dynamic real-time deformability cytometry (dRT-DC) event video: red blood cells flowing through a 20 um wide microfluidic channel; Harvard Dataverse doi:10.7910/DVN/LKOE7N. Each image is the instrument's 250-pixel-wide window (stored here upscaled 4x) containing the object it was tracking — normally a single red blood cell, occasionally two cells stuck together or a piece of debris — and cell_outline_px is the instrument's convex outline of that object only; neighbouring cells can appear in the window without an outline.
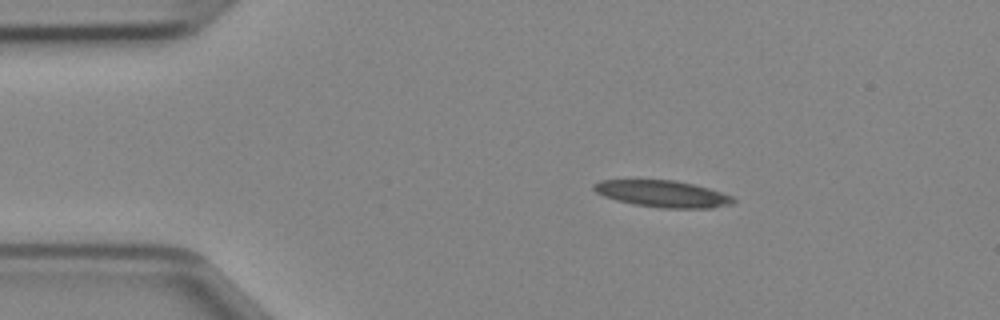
{"species": "Egyptian fruit bat (a non-hibernating species)", "species_latin": "Rousettus aegyptiacus", "temperature_condition": "cold", "stored_images_in_passage": 46, "camera_frame_rate_fps": 3000, "um_per_image_px": 0.085, "animal": {"sex": "female"}, "frame": {"image": 1, "passage_image": 7, "time_ms": 2.0, "image_size_px": [1000, 320], "cell_outline_px": [[736, 200], [732, 204], [712, 208], [660, 208], [632, 204], [616, 200], [604, 196], [596, 192], [592, 188], [592, 184], [600, 180], [676, 180], [708, 188], [732, 196]], "centroid_in_image_um": [56.3, 16.48], "position_along_channel_um": 28.7, "area_um2": 21.73}}
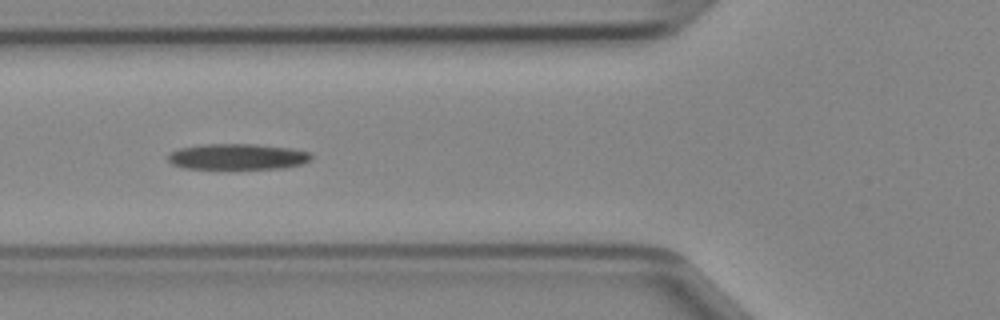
{"frame": {"image": 2, "passage_image": 16, "time_ms": 5.0, "image_size_px": [1000, 320], "cell_outline_px": [[312, 160], [300, 164], [284, 168], [184, 168], [172, 164], [168, 160], [168, 156], [172, 152], [180, 148], [204, 144], [252, 144], [292, 148], [308, 152], [312, 156]], "centroid_in_image_um": [20.21, 13.31], "position_along_channel_um": 105.6, "area_um2": 21.33}}
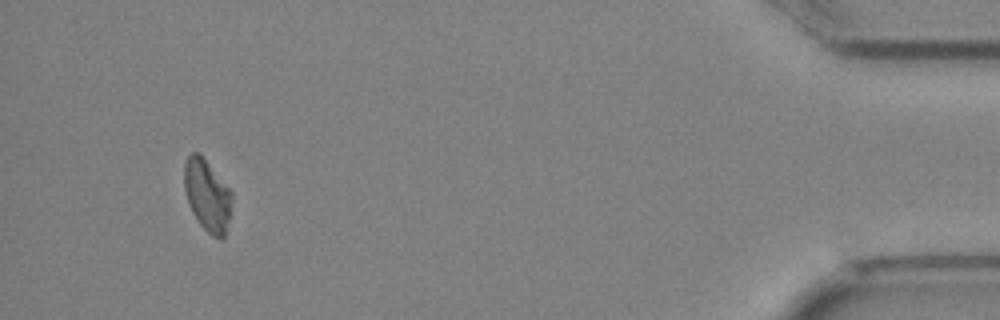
{"frame": {"image": 3, "passage_image": 43, "time_ms": 14.0, "image_size_px": [1000, 320], "cell_outline_px": [[232, 196], [228, 220], [224, 236], [220, 240], [212, 236], [200, 224], [192, 212], [188, 204], [184, 188], [184, 160], [192, 152], [200, 152], [232, 192]], "centroid_in_image_um": [17.59, 16.56], "position_along_channel_um": 417.6, "area_um2": 19.88}}